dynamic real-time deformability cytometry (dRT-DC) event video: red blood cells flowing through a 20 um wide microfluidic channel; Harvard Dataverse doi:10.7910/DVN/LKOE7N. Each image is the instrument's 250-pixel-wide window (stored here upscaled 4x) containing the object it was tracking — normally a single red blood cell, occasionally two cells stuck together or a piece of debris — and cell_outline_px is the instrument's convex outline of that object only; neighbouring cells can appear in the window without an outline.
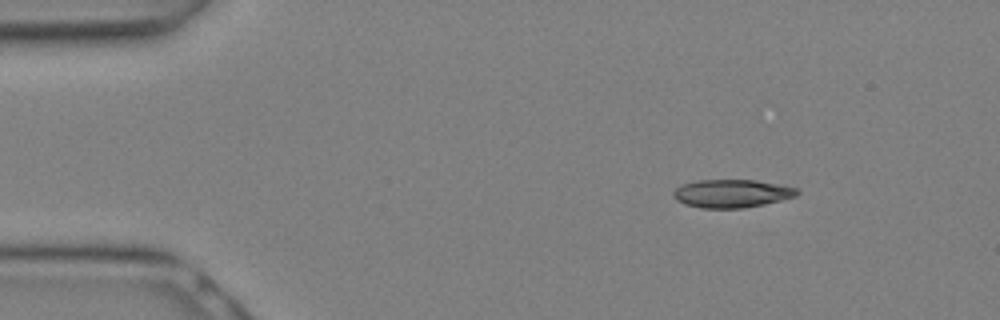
{"species": "Egyptian fruit bat (a non-hibernating species)", "species_latin": "Rousettus aegyptiacus", "temperature_condition": "warm", "stored_images_in_passage": 5, "camera_frame_rate_fps": 3000, "um_per_image_px": 0.085, "animal": {"sex": "female"}, "frame": {"image": 1, "passage_image": 1, "time_ms": 0.0, "image_size_px": [1000, 320], "cell_outline_px": [[800, 192], [796, 196], [764, 204], [744, 208], [700, 208], [684, 204], [676, 200], [672, 196], [672, 192], [680, 184], [700, 180], [756, 180], [800, 188]], "centroid_in_image_um": [62.19, 16.44], "position_along_channel_um": 22.8, "area_um2": 20.46}}
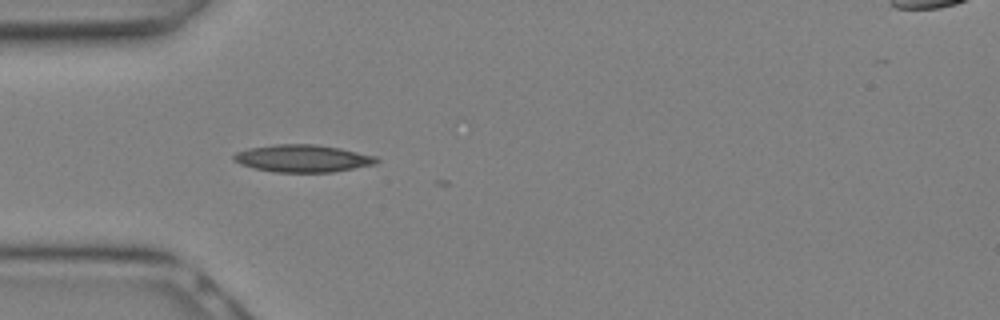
{"frame": {"image": 2, "passage_image": 5, "time_ms": 1.333, "image_size_px": [1000, 320], "cell_outline_px": [[380, 160], [376, 164], [332, 172], [272, 172], [240, 164], [232, 160], [232, 156], [236, 152], [248, 148], [276, 144], [316, 144], [340, 148], [376, 156]], "centroid_in_image_um": [25.72, 13.46], "position_along_channel_um": 59.3, "area_um2": 22.83}}